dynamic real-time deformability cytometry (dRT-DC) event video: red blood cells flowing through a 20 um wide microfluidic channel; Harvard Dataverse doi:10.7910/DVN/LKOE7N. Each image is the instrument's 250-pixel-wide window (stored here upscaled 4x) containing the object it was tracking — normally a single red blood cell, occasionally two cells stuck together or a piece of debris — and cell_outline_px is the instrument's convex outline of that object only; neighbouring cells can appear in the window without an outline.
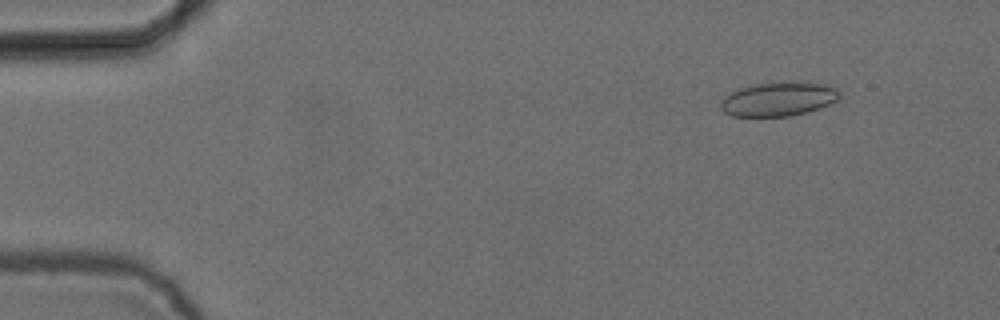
{"species": "common noctule bat (a hibernating species)", "species_latin": "Nyctalus noctula", "temperature_condition": "cold", "stored_images_in_passage": 4, "camera_frame_rate_fps": 3000, "um_per_image_px": 0.085, "animal": {"sex": "female", "body_mass_g": 24.6, "forearm_length_mm": 56.2}, "frame": {"image": 1, "passage_image": 2, "time_ms": 0.333, "image_size_px": [1000, 320], "cell_outline_px": [[840, 96], [836, 100], [820, 108], [788, 116], [732, 116], [724, 112], [720, 108], [720, 100], [724, 96], [740, 88], [772, 80], [788, 80], [832, 84], [840, 92]], "centroid_in_image_um": [66.18, 8.37], "position_along_channel_um": 18.8, "area_um2": 24.16}}